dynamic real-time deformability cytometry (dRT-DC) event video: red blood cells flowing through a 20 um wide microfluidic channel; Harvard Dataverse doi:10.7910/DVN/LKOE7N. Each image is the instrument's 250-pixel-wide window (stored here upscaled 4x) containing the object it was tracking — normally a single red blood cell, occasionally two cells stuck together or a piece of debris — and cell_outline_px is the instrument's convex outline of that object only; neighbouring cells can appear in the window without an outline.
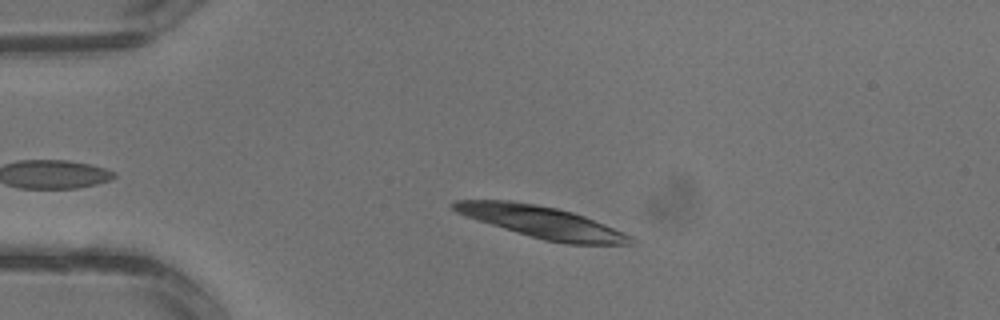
{"species": "common noctule bat (a hibernating species)", "species_latin": "Nyctalus noctula", "temperature_condition": "warm", "stored_images_in_passage": 1, "camera_frame_rate_fps": 3000, "um_per_image_px": 0.085, "animal": {"sex": "male", "body_mass_g": 13.3}, "frame": {"image": 1, "passage_image": 1, "time_ms": 0.0, "image_size_px": [1000, 320], "cell_outline_px": [[636, 240], [632, 244], [568, 244], [544, 240], [476, 220], [456, 212], [452, 208], [452, 204], [456, 200], [512, 200], [536, 204], [556, 208], [572, 212], [584, 216], [604, 224], [632, 236]], "centroid_in_image_um": [46.06, 18.87], "position_along_channel_um": 38.9, "area_um2": 32.48}}